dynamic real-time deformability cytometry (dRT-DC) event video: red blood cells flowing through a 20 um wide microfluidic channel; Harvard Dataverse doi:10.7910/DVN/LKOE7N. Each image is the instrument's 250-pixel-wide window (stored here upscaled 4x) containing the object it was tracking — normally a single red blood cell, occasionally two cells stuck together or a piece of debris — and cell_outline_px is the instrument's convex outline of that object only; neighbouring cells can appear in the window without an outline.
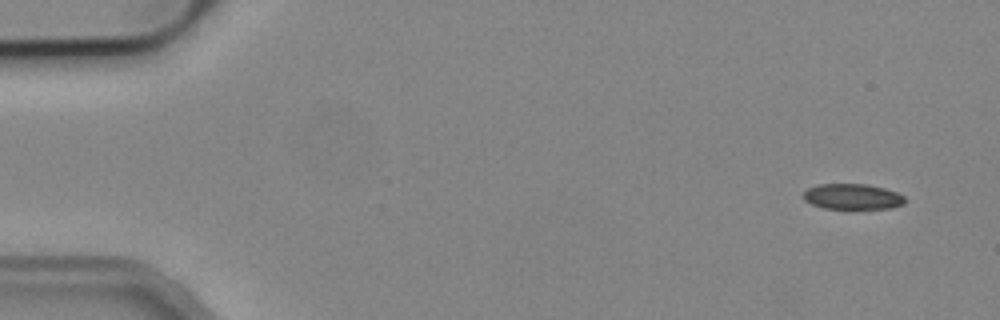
{"species": "common noctule bat (a hibernating species)", "species_latin": "Nyctalus noctula", "temperature_condition": "cold", "stored_images_in_passage": 9, "camera_frame_rate_fps": 3000, "um_per_image_px": 0.085, "animal": {"sex": "male", "body_mass_g": 19.2, "forearm_length_mm": 51.8}, "frame": {"image": 1, "passage_image": 1, "time_ms": 0.0, "image_size_px": [1000, 320], "cell_outline_px": [[904, 204], [892, 208], [824, 208], [812, 204], [804, 200], [800, 196], [808, 188], [816, 184], [868, 184], [884, 188], [896, 192], [904, 196]], "centroid_in_image_um": [72.43, 16.7], "position_along_channel_um": 12.6, "area_um2": 15.14}}
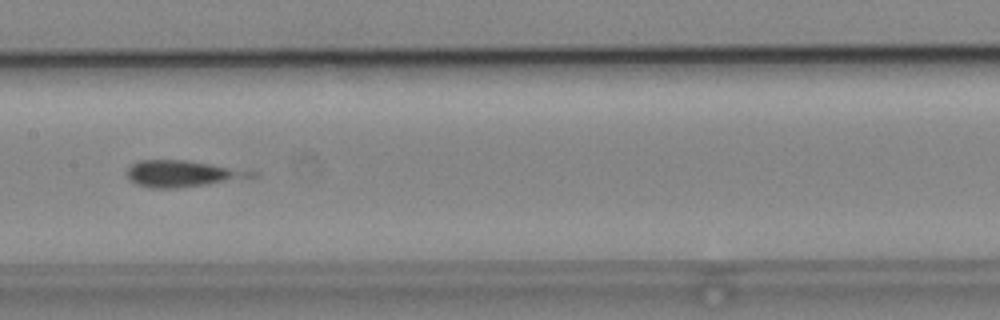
{"frame": {"image": 2, "passage_image": 8, "time_ms": 8.0, "image_size_px": [1000, 320], "cell_outline_px": [[236, 172], [220, 180], [204, 184], [176, 188], [148, 188], [136, 184], [128, 180], [128, 168], [132, 164], [140, 160], [184, 160], [208, 164], [228, 168]], "centroid_in_image_um": [14.86, 14.75], "position_along_channel_um": 192.5, "area_um2": 16.76}}
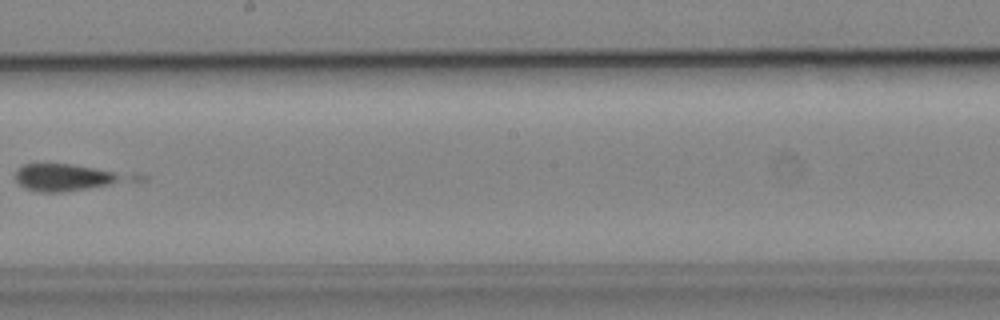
{"frame": {"image": 3, "passage_image": 9, "time_ms": 9.333, "image_size_px": [1000, 320], "cell_outline_px": [[124, 176], [108, 184], [88, 188], [64, 192], [40, 192], [28, 188], [20, 184], [16, 180], [16, 168], [20, 164], [72, 164], [116, 172]], "centroid_in_image_um": [5.32, 15.06], "position_along_channel_um": 242.9, "area_um2": 16.53}}